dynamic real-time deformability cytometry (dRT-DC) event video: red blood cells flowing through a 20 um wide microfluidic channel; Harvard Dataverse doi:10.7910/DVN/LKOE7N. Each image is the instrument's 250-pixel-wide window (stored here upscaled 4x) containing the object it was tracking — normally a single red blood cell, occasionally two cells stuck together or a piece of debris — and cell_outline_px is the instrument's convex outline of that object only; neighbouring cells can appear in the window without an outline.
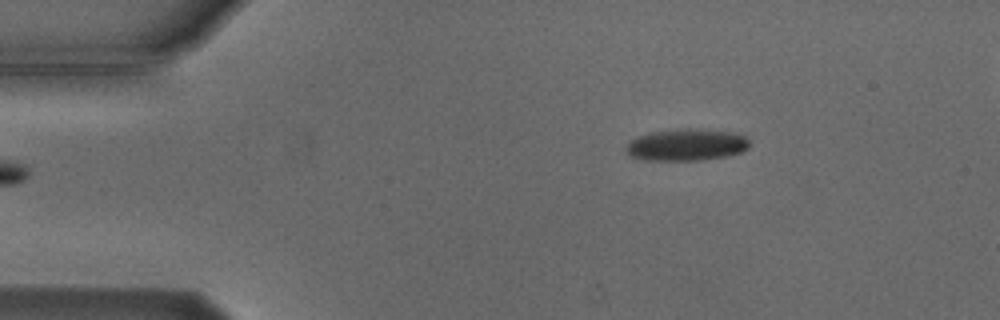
{"species": "Egyptian fruit bat (a non-hibernating species)", "species_latin": "Rousettus aegyptiacus", "temperature_condition": "cold", "stored_images_in_passage": 3, "camera_frame_rate_fps": 3000, "um_per_image_px": 0.085, "animal": {"sex": "male"}, "frame": {"image": 1, "passage_image": 1, "time_ms": 0.0, "image_size_px": [1000, 320], "cell_outline_px": [[748, 148], [740, 152], [728, 156], [704, 160], [644, 160], [628, 156], [624, 148], [632, 140], [640, 136], [652, 132], [688, 128], [728, 132], [744, 136], [748, 140]], "centroid_in_image_um": [58.32, 12.33], "position_along_channel_um": 26.7, "area_um2": 22.66}}